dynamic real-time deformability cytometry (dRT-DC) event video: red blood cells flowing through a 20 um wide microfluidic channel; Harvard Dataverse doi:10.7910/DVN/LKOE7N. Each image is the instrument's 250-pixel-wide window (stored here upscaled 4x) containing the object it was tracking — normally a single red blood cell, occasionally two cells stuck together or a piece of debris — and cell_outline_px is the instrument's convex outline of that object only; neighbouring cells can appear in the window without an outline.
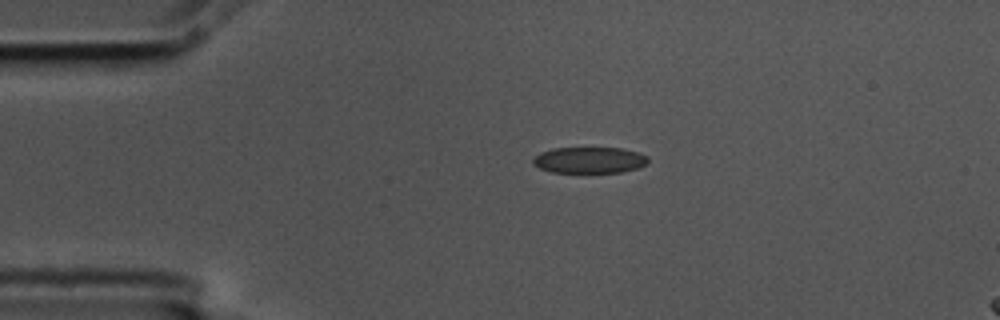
{"species": "common noctule bat (a hibernating species)", "species_latin": "Nyctalus noctula", "temperature_condition": "cold", "stored_images_in_passage": 3, "segment_of_instrument_passage": [1, 2], "camera_frame_rate_fps": 3000, "um_per_image_px": 0.085, "animal": {"sex": "male", "body_mass_g": 17.5, "forearm_length_mm": 52.3}, "frame": {"image": 1, "passage_image": 1, "time_ms": 0.0, "image_size_px": [1000, 320], "cell_outline_px": [[648, 160], [644, 164], [636, 168], [620, 172], [552, 172], [540, 168], [532, 164], [532, 160], [540, 152], [552, 148], [624, 148], [648, 156]], "centroid_in_image_um": [50.06, 13.6], "position_along_channel_um": 34.9, "area_um2": 17.4}}